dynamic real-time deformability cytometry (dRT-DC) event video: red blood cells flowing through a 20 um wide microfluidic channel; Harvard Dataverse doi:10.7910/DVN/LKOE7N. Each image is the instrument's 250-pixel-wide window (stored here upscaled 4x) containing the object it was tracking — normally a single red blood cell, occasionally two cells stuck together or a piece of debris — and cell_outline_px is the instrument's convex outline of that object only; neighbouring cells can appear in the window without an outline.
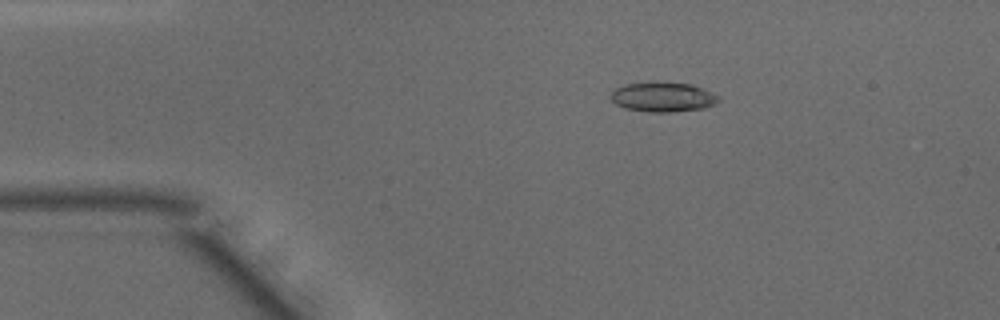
{"species": "common noctule bat (a hibernating species)", "species_latin": "Nyctalus noctula", "temperature_condition": "warm", "stored_images_in_passage": 31, "camera_frame_rate_fps": 3000, "um_per_image_px": 0.085, "animal": {"sex": "male", "body_mass_g": 15.6}, "frame": {"image": 1, "passage_image": 9, "time_ms": 2.667, "image_size_px": [1000, 320], "cell_outline_px": [[720, 100], [716, 104], [704, 108], [668, 112], [652, 112], [624, 108], [616, 104], [608, 96], [616, 88], [624, 84], [652, 80], [688, 84], [700, 88], [720, 96]], "centroid_in_image_um": [56.31, 8.22], "position_along_channel_um": 28.7, "area_um2": 18.9}}
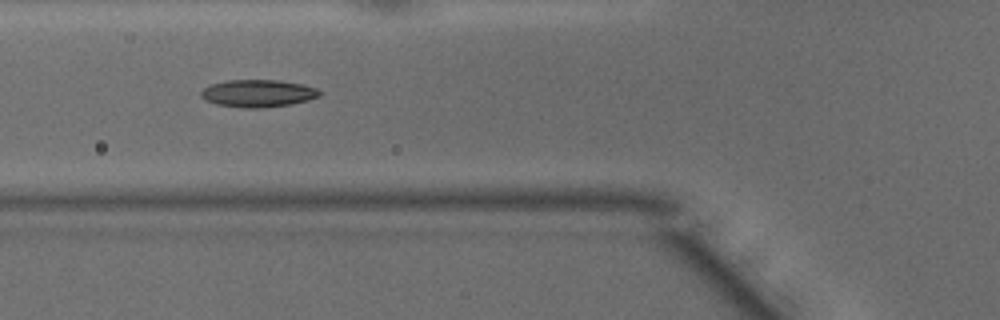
{"frame": {"image": 2, "passage_image": 18, "time_ms": 5.667, "image_size_px": [1000, 320], "cell_outline_px": [[324, 92], [320, 96], [308, 100], [292, 104], [260, 108], [244, 108], [216, 104], [204, 100], [200, 96], [200, 92], [204, 88], [212, 84], [228, 80], [276, 80], [300, 84], [316, 88]], "centroid_in_image_um": [21.93, 7.94], "position_along_channel_um": 103.9, "area_um2": 18.96}}
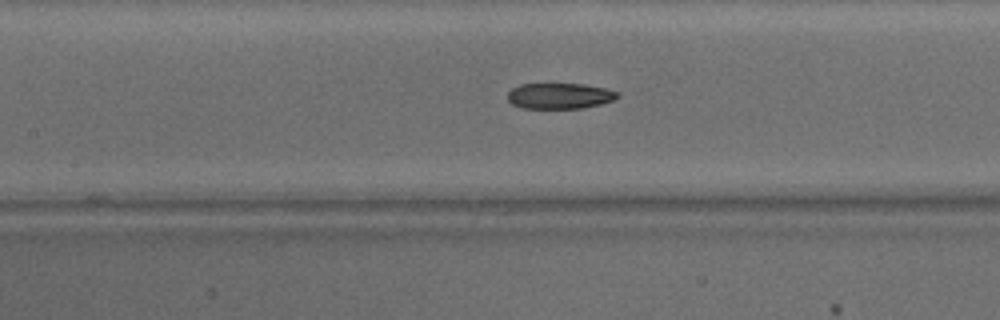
{"frame": {"image": 3, "passage_image": 22, "time_ms": 7.0, "image_size_px": [1000, 320], "cell_outline_px": [[620, 96], [612, 100], [600, 104], [580, 108], [524, 108], [512, 104], [508, 100], [508, 92], [512, 88], [520, 84], [584, 84], [604, 88], [620, 92]], "centroid_in_image_um": [47.57, 8.14], "position_along_channel_um": 159.8, "area_um2": 16.42}}